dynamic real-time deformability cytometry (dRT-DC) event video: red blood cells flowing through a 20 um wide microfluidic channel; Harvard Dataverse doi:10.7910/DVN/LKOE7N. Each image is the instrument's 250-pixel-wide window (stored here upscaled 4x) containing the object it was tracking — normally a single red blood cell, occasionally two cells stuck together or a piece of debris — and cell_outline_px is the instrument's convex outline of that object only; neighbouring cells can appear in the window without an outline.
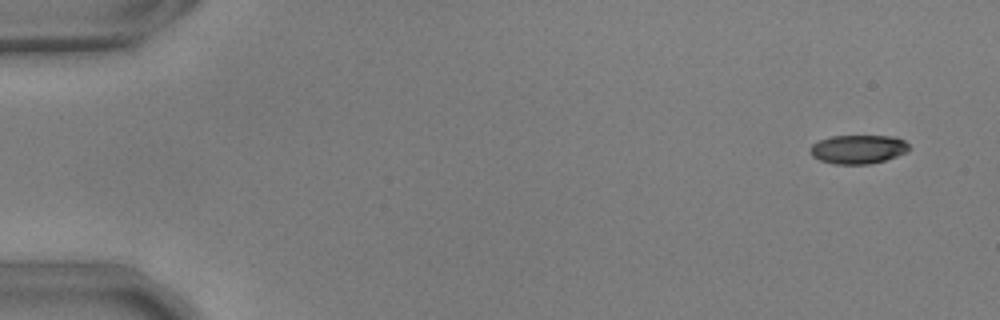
{"species": "common noctule bat (a hibernating species)", "species_latin": "Nyctalus noctula", "temperature_condition": "warm", "stored_images_in_passage": 53, "camera_frame_rate_fps": 3000, "um_per_image_px": 0.085, "animal": {"sex": "male", "body_mass_g": 17.9, "forearm_length_mm": 54.2}, "frame": {"image": 1, "passage_image": 1, "time_ms": 0.0, "image_size_px": [1000, 320], "cell_outline_px": [[908, 152], [884, 160], [868, 164], [832, 164], [820, 160], [812, 156], [808, 152], [812, 144], [820, 140], [832, 136], [896, 136], [904, 140], [908, 144]], "centroid_in_image_um": [72.92, 12.68], "position_along_channel_um": 12.1, "area_um2": 16.65}}
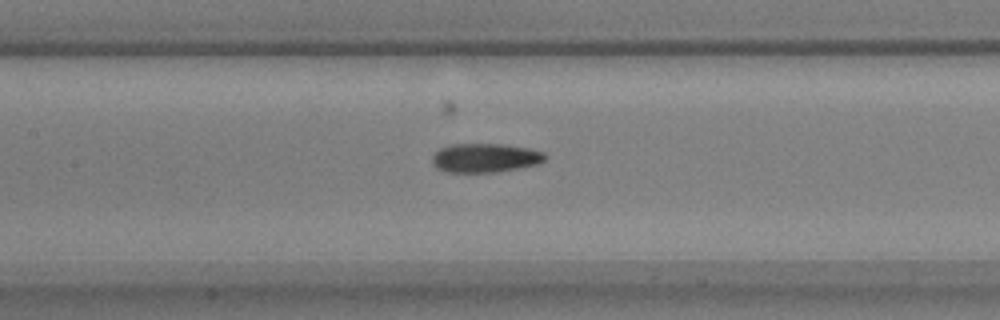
{"frame": {"image": 2, "passage_image": 24, "time_ms": 7.667, "image_size_px": [1000, 320], "cell_outline_px": [[548, 156], [540, 164], [520, 168], [496, 172], [444, 172], [436, 168], [432, 164], [432, 156], [440, 148], [452, 144], [504, 144], [528, 148], [544, 152]], "centroid_in_image_um": [41.25, 13.42], "position_along_channel_um": 166.2, "area_um2": 19.31}}
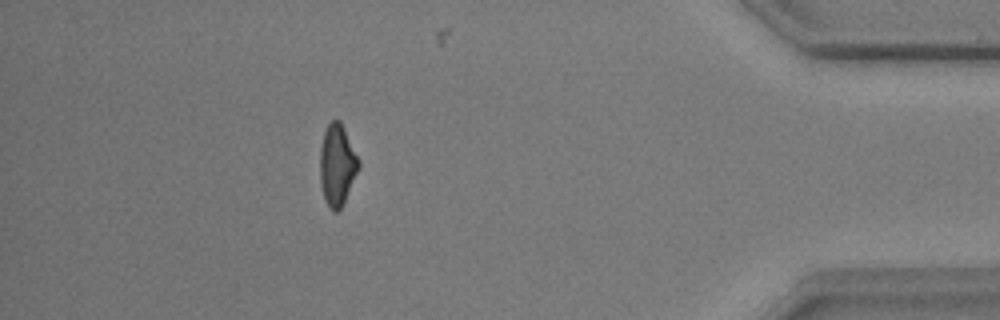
{"frame": {"image": 3, "passage_image": 47, "time_ms": 15.333, "image_size_px": [1000, 320], "cell_outline_px": [[360, 168], [340, 208], [336, 212], [332, 212], [324, 200], [320, 184], [320, 148], [324, 132], [328, 124], [332, 120], [340, 120], [360, 160]], "centroid_in_image_um": [28.65, 14.02], "position_along_channel_um": 406.5, "area_um2": 18.38}, "authors_computed_cell_mechanics": {"area_um2": 18.496, "velocity_mm_per_s": 3.7133, "shape_relaxation_time_tau1_ms": 6.0172, "shape_relaxation_time_tau2_ms": 2.3695, "deformation_change_tau1": 0.2069, "deformation_change_tau2": 0.0984}}